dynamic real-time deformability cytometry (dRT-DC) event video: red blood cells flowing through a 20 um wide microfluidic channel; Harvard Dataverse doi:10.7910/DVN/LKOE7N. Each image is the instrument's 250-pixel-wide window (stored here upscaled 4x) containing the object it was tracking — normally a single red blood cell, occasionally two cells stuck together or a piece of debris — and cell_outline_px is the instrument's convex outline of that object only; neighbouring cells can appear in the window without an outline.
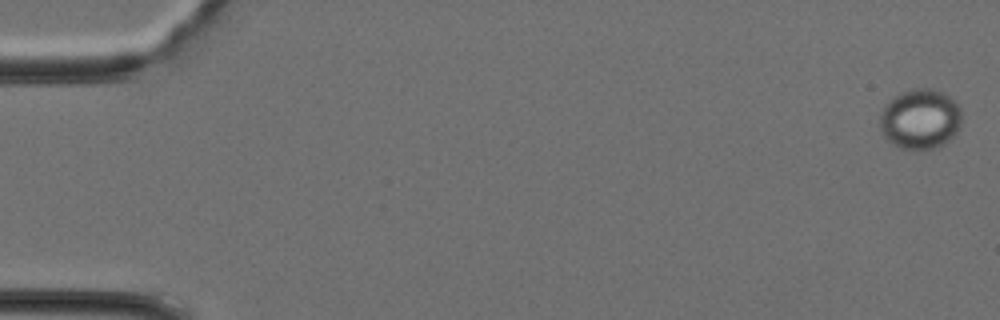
{"species": "Egyptian fruit bat (a non-hibernating species)", "species_latin": "Rousettus aegyptiacus", "temperature_condition": "cold", "stored_images_in_passage": 41, "camera_frame_rate_fps": 3000, "um_per_image_px": 0.085, "animal": {"sex": "female"}, "frame": {"image": 1, "passage_image": 1, "time_ms": 0.0, "image_size_px": [1000, 320], "cell_outline_px": [[960, 128], [944, 144], [932, 148], [900, 148], [892, 144], [884, 136], [880, 128], [880, 112], [884, 104], [892, 96], [900, 92], [912, 88], [932, 88], [944, 92], [956, 100], [960, 108]], "centroid_in_image_um": [78.2, 10.07], "position_along_channel_um": 6.8, "area_um2": 28.96}}
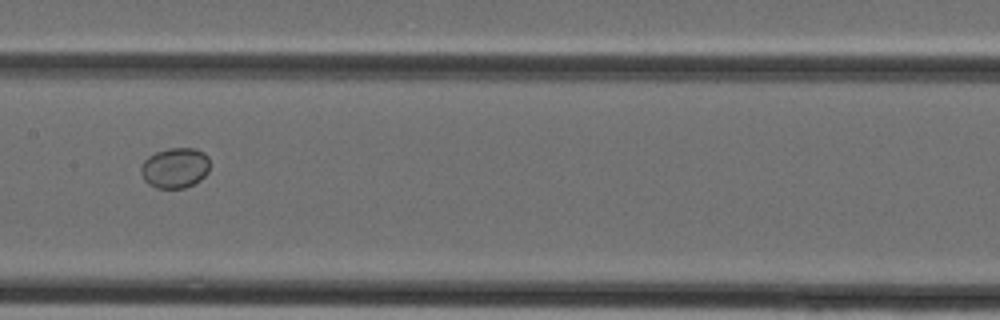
{"frame": {"image": 2, "passage_image": 21, "time_ms": 6.667, "image_size_px": [1000, 320], "cell_outline_px": [[208, 172], [200, 180], [184, 188], [156, 188], [148, 184], [144, 180], [140, 172], [140, 168], [144, 160], [148, 156], [156, 152], [168, 148], [196, 148], [204, 152], [208, 156]], "centroid_in_image_um": [14.86, 14.26], "position_along_channel_um": 192.5, "area_um2": 16.3}}
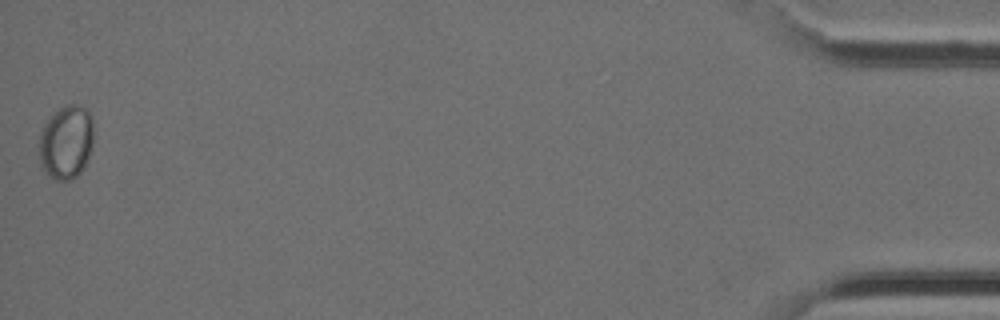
{"frame": {"image": 3, "passage_image": 41, "time_ms": 13.333, "image_size_px": [1000, 320], "cell_outline_px": [[92, 148], [88, 160], [84, 168], [72, 180], [56, 180], [44, 172], [40, 164], [40, 132], [48, 120], [64, 104], [76, 104], [88, 108], [92, 116]], "centroid_in_image_um": [5.65, 12.09], "position_along_channel_um": 429.5, "area_um2": 23.52}}